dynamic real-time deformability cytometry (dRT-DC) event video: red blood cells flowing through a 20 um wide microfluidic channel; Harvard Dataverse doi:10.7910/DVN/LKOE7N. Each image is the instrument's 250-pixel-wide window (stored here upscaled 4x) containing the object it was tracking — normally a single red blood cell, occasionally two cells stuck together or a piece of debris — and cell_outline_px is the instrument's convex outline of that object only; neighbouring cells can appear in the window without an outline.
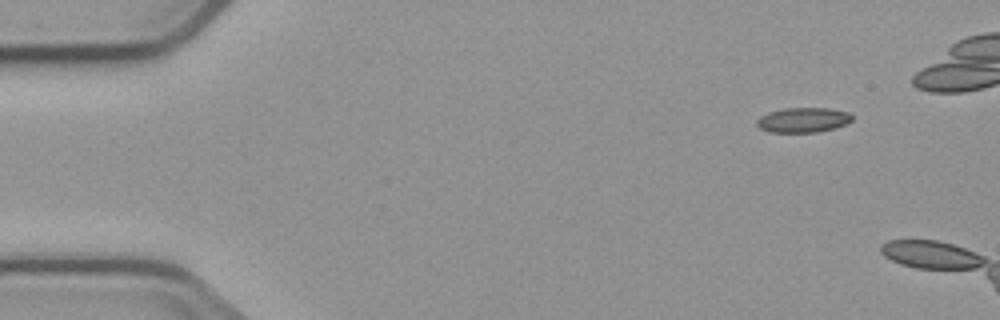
{"species": "common noctule bat (a hibernating species)", "species_latin": "Nyctalus noctula", "temperature_condition": "cold", "stored_images_in_passage": 3, "camera_frame_rate_fps": 3000, "um_per_image_px": 0.085, "animal": {"sex": "male", "body_mass_g": 23.1, "forearm_length_mm": 52.7}, "frame": {"image": 1, "passage_image": 1, "time_ms": 0.0, "image_size_px": [1000, 320], "cell_outline_px": [[852, 120], [836, 128], [816, 132], [768, 132], [760, 128], [756, 124], [756, 120], [760, 116], [768, 112], [784, 108], [828, 108], [848, 112], [852, 116]], "centroid_in_image_um": [68.23, 10.2], "position_along_channel_um": 16.8, "area_um2": 13.81}}